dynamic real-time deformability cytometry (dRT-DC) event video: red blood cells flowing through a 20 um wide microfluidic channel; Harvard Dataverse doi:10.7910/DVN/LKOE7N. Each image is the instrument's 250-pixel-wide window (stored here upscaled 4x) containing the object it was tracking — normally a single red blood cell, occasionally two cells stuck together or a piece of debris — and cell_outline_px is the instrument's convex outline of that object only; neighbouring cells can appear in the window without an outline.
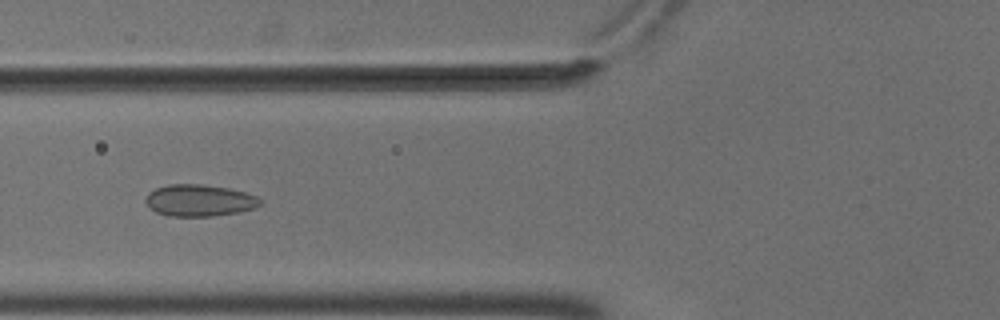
{"species": "common noctule bat (a hibernating species)", "species_latin": "Nyctalus noctula", "temperature_condition": "cold", "stored_images_in_passage": 10, "camera_frame_rate_fps": 3000, "um_per_image_px": 0.085, "animal": {"sex": "male", "body_mass_g": 18.8}, "frame": {"image": 1, "passage_image": 7, "time_ms": 2.0, "image_size_px": [1000, 320], "cell_outline_px": [[264, 200], [260, 204], [252, 208], [236, 212], [212, 216], [168, 216], [156, 212], [144, 200], [148, 192], [156, 188], [168, 184], [204, 184], [228, 188], [244, 192], [256, 196]], "centroid_in_image_um": [16.93, 17.02], "position_along_channel_um": 108.9, "area_um2": 21.1}}
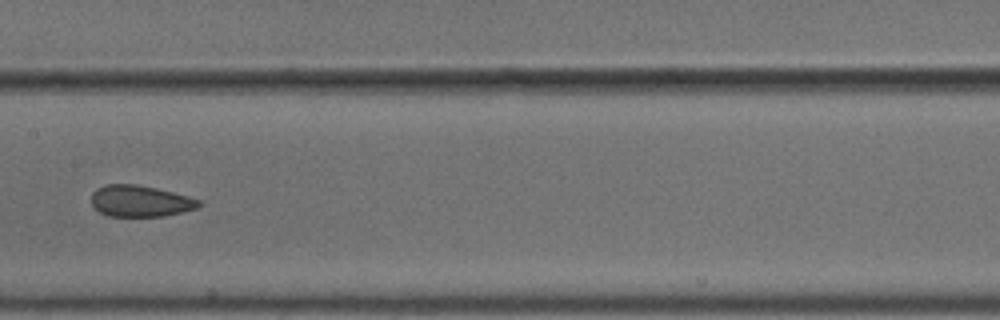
{"frame": {"image": 2, "passage_image": 9, "time_ms": 2.667, "image_size_px": [1000, 320], "cell_outline_px": [[200, 204], [196, 208], [180, 212], [160, 216], [108, 216], [100, 212], [92, 204], [92, 192], [96, 188], [104, 184], [136, 184], [156, 188], [188, 196], [200, 200]], "centroid_in_image_um": [11.88, 17.07], "position_along_channel_um": 195.5, "area_um2": 19.48}}
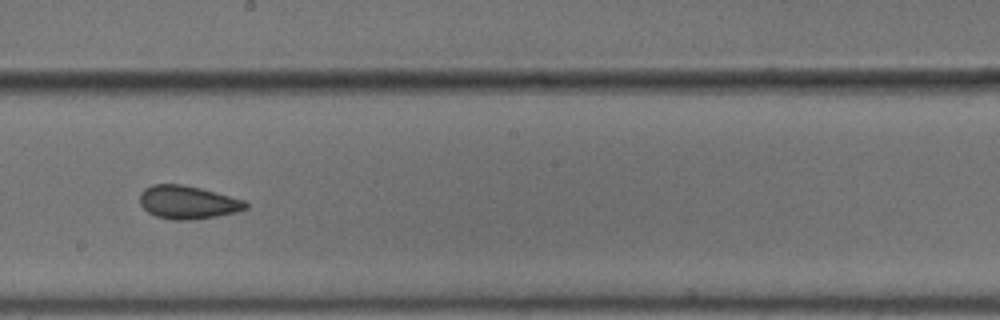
{"frame": {"image": 3, "passage_image": 10, "time_ms": 3.0, "image_size_px": [1000, 320], "cell_outline_px": [[248, 208], [236, 212], [216, 216], [184, 220], [172, 220], [156, 216], [148, 212], [140, 204], [140, 192], [144, 188], [152, 184], [184, 184], [200, 188], [244, 200], [248, 204]], "centroid_in_image_um": [15.93, 17.18], "position_along_channel_um": 232.3, "area_um2": 20.4}}